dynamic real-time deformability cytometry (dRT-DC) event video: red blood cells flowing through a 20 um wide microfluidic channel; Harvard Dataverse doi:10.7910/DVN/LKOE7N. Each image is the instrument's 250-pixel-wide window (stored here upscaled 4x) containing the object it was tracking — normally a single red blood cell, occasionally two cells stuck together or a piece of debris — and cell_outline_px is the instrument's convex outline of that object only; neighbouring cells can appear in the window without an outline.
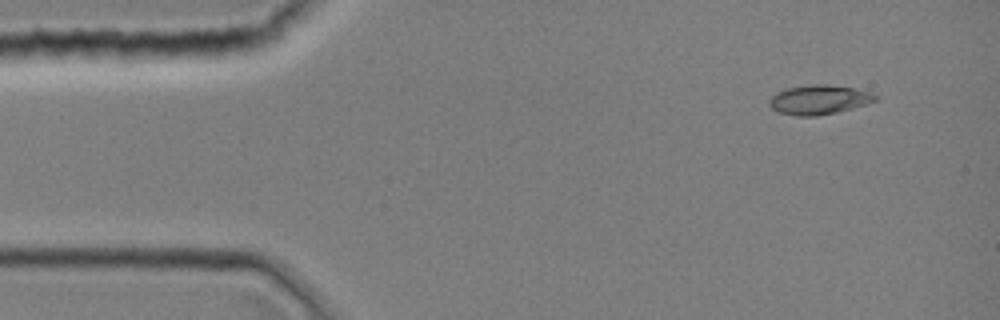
{"species": "common noctule bat (a hibernating species)", "species_latin": "Nyctalus noctula", "temperature_condition": "room temperature", "stored_images_in_passage": 1, "camera_frame_rate_fps": 3000, "um_per_image_px": 0.085, "animal": {"sex": "female", "body_mass_g": 19.0, "forearm_length_mm": 51.5}, "frame": {"image": 1, "passage_image": 1, "time_ms": 0.0, "image_size_px": [1000, 320], "cell_outline_px": [[880, 96], [876, 100], [852, 108], [836, 112], [816, 116], [796, 116], [780, 112], [772, 108], [768, 104], [768, 100], [776, 92], [788, 88], [812, 84], [824, 84], [856, 88], [872, 92]], "centroid_in_image_um": [69.62, 8.46], "position_along_channel_um": 15.4, "area_um2": 18.15}}